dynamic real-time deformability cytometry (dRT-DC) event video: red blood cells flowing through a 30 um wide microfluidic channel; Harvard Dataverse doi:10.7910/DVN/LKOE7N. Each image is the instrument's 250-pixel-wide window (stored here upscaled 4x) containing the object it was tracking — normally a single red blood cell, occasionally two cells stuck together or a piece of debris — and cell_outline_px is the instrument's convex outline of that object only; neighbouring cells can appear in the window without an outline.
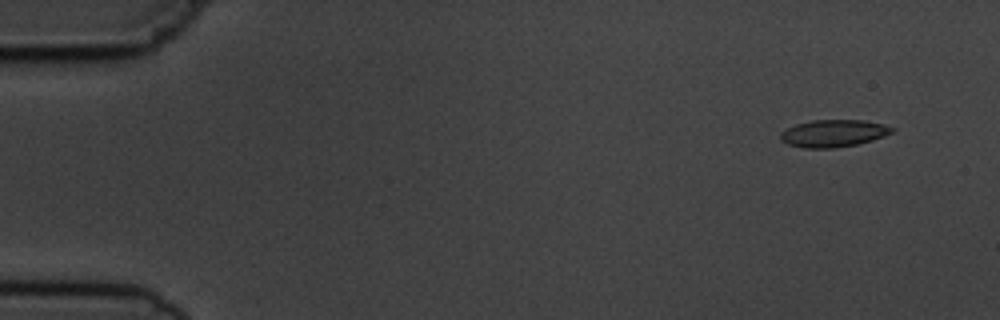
{"species": "common noctule bat (a hibernating species)", "species_latin": "Nyctalus noctula", "temperature_condition": "cold", "stored_images_in_passage": 5, "camera_frame_rate_fps": 3000, "um_per_image_px": 0.085, "animal": {"sex": "male", "body_mass_g": 19.5, "forearm_length_mm": 54.6}, "frame": {"image": 1, "passage_image": 1, "time_ms": 0.0, "image_size_px": [1000, 320], "cell_outline_px": [[896, 128], [892, 132], [884, 136], [872, 140], [856, 144], [832, 148], [804, 148], [788, 144], [780, 140], [780, 132], [796, 124], [812, 120], [864, 120], [884, 124]], "centroid_in_image_um": [70.84, 11.33], "position_along_channel_um": 14.2, "area_um2": 17.69}}
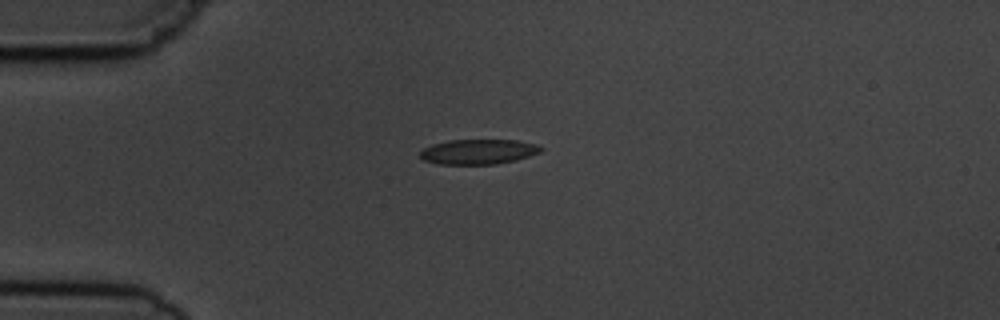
{"frame": {"image": 2, "passage_image": 4, "time_ms": 3.333, "image_size_px": [1000, 320], "cell_outline_px": [[544, 148], [540, 152], [516, 160], [496, 164], [440, 164], [424, 160], [420, 156], [420, 152], [424, 148], [432, 144], [448, 140], [516, 140], [536, 144]], "centroid_in_image_um": [40.66, 12.89], "position_along_channel_um": 44.3, "area_um2": 17.51}}